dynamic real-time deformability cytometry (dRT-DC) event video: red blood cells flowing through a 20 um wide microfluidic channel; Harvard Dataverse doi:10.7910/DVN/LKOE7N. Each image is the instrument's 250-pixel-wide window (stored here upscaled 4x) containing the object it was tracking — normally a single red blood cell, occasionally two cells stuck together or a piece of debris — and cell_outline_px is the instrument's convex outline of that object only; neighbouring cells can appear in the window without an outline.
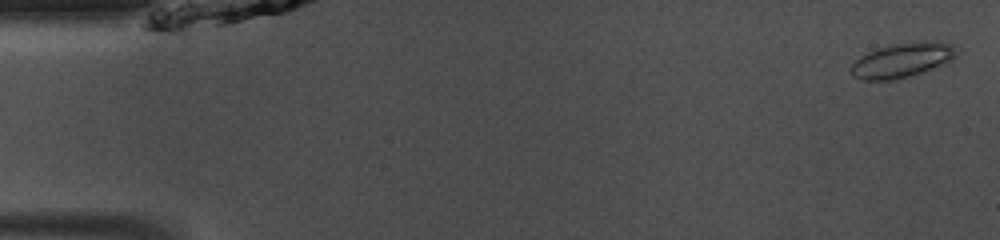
{"species": "common noctule bat (a hibernating species)", "species_latin": "Nyctalus noctula", "temperature_condition": "room temperature", "stored_images_in_passage": 47, "camera_frame_rate_fps": 3000, "um_per_image_px": 0.085, "animal": {"sex": "male", "body_mass_g": 13.0, "forearm_length_mm": 53.1}, "frame": {"image": 1, "passage_image": 1, "time_ms": 0.0, "image_size_px": [1000, 240], "cell_outline_px": [[960, 48], [956, 56], [952, 60], [932, 68], [908, 76], [892, 80], [864, 80], [852, 76], [848, 72], [848, 68], [860, 56], [868, 52], [892, 44], [920, 40], [940, 40], [952, 44]], "centroid_in_image_um": [76.71, 5.08], "position_along_channel_um": 8.3, "area_um2": 21.62}}
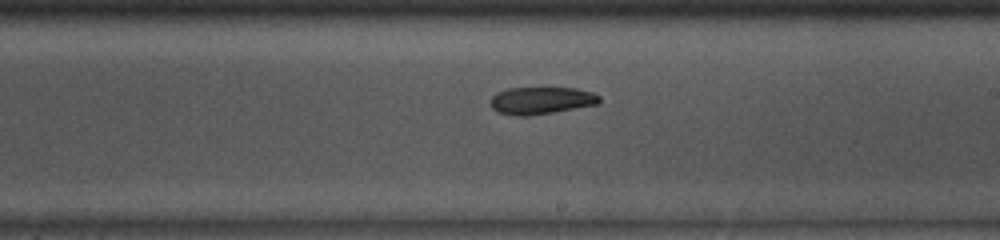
{"frame": {"image": 2, "passage_image": 27, "time_ms": 8.667, "image_size_px": [1000, 240], "cell_outline_px": [[600, 100], [596, 104], [552, 112], [528, 116], [520, 116], [496, 112], [492, 108], [492, 96], [496, 92], [508, 88], [576, 88], [592, 92], [600, 96]], "centroid_in_image_um": [45.98, 8.53], "position_along_channel_um": 243.0, "area_um2": 17.11}}
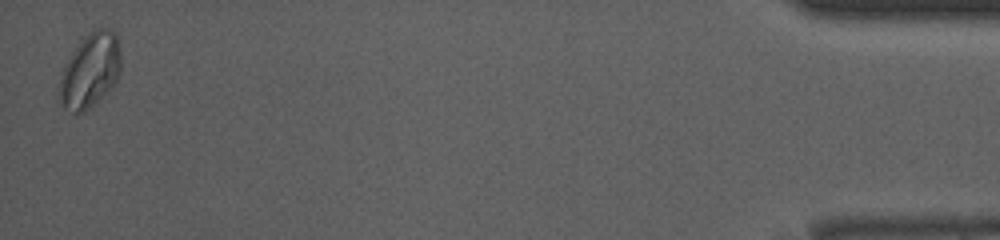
{"frame": {"image": 3, "passage_image": 47, "time_ms": 15.333, "image_size_px": [1000, 240], "cell_outline_px": [[120, 72], [112, 88], [84, 112], [72, 112], [64, 108], [56, 100], [56, 88], [60, 72], [64, 64], [84, 36], [88, 32], [96, 28], [108, 28], [116, 32], [120, 48]], "centroid_in_image_um": [7.61, 6.01], "position_along_channel_um": 427.6, "area_um2": 27.4}, "authors_computed_cell_mechanics": {"area_um2": 18.496, "velocity_mm_per_s": 4.1148, "shape_relaxation_time_tau1_ms": null, "shape_relaxation_time_tau2_ms": 2.446, "deformation_change_tau1": null, "deformation_change_tau2": 0.0761}}